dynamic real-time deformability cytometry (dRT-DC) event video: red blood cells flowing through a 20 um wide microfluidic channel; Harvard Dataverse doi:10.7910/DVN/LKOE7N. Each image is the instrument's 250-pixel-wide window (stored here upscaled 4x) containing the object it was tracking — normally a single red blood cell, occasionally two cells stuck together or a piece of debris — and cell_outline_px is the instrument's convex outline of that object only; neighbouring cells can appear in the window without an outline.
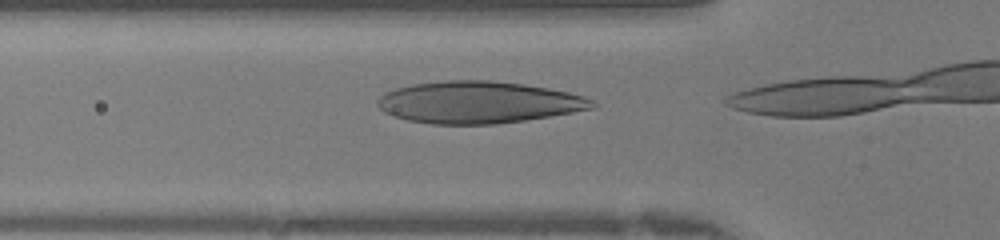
{"species": "human", "species_latin": "Homo sapiens", "temperature_condition": "warm", "stored_images_in_passage": 5, "camera_frame_rate_fps": 3000, "um_per_image_px": 0.085, "donor": {"sex": "female"}, "frame": {"image": 1, "passage_image": 2, "time_ms": 0.333, "image_size_px": [1000, 240], "cell_outline_px": [[596, 108], [524, 120], [496, 124], [432, 124], [408, 120], [384, 112], [376, 104], [376, 100], [384, 92], [396, 88], [412, 84], [444, 80], [492, 80], [524, 84], [548, 88], [568, 92], [584, 96], [592, 100], [596, 104]], "centroid_in_image_um": [40.65, 8.69], "position_along_channel_um": 85.1, "area_um2": 52.48}}
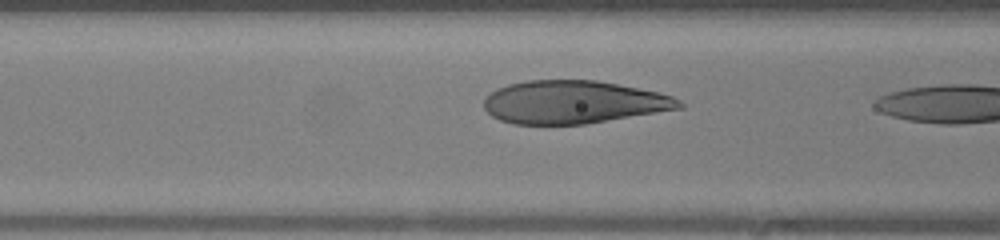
{"frame": {"image": 2, "passage_image": 4, "time_ms": 1.0, "image_size_px": [1000, 240], "cell_outline_px": [[684, 108], [584, 124], [512, 124], [500, 120], [492, 116], [484, 108], [484, 100], [496, 88], [508, 84], [528, 80], [596, 80], [660, 92], [672, 96], [680, 100], [684, 104]], "centroid_in_image_um": [48.76, 8.68], "position_along_channel_um": 117.8, "area_um2": 48.9}}